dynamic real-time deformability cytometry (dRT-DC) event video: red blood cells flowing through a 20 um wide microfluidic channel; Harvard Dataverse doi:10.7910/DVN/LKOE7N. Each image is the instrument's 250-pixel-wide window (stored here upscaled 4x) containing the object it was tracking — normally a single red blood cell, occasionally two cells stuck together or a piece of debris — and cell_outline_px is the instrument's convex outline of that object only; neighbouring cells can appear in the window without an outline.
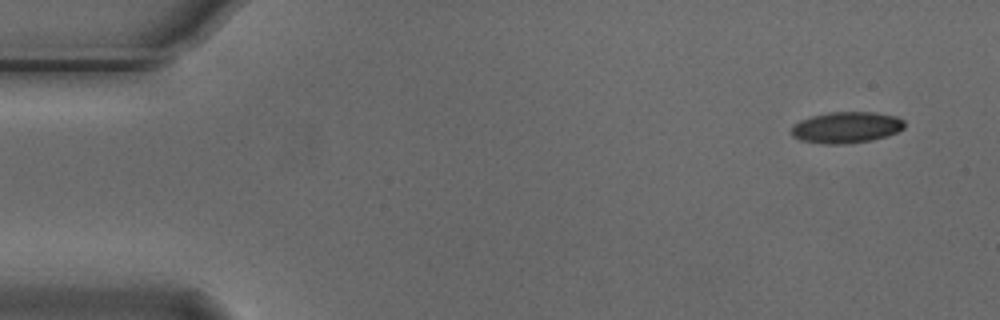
{"species": "Egyptian fruit bat (a non-hibernating species)", "species_latin": "Rousettus aegyptiacus", "temperature_condition": "cold", "stored_images_in_passage": 6, "camera_frame_rate_fps": 3000, "um_per_image_px": 0.085, "animal": {"sex": "male"}, "frame": {"image": 1, "passage_image": 1, "time_ms": 0.0, "image_size_px": [1000, 320], "cell_outline_px": [[904, 128], [896, 132], [872, 140], [844, 144], [824, 144], [800, 140], [792, 136], [792, 124], [800, 120], [812, 116], [828, 112], [876, 112], [896, 116], [904, 120]], "centroid_in_image_um": [71.92, 10.82], "position_along_channel_um": 13.1, "area_um2": 20.63}}
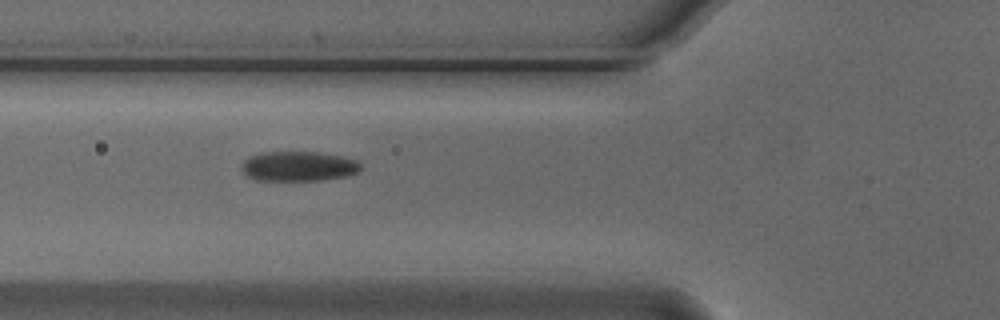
{"frame": {"image": 2, "passage_image": 5, "time_ms": 1.333, "image_size_px": [1000, 320], "cell_outline_px": [[364, 168], [356, 172], [344, 176], [320, 180], [256, 180], [248, 176], [240, 168], [240, 164], [248, 156], [260, 152], [320, 152], [340, 156], [356, 160]], "centroid_in_image_um": [25.33, 14.12], "position_along_channel_um": 100.5, "area_um2": 20.75}}
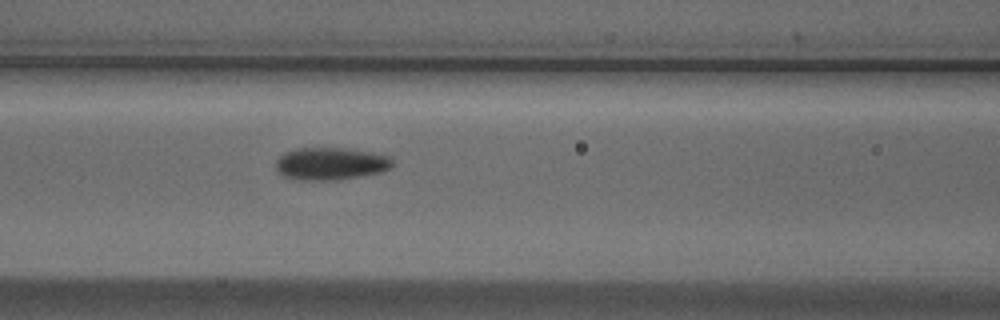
{"frame": {"image": 3, "passage_image": 6, "time_ms": 1.667, "image_size_px": [1000, 320], "cell_outline_px": [[392, 168], [380, 172], [340, 180], [296, 180], [280, 176], [276, 172], [276, 160], [284, 152], [296, 148], [348, 148], [372, 152], [388, 156], [392, 160]], "centroid_in_image_um": [28.06, 13.92], "position_along_channel_um": 138.5, "area_um2": 22.43}}